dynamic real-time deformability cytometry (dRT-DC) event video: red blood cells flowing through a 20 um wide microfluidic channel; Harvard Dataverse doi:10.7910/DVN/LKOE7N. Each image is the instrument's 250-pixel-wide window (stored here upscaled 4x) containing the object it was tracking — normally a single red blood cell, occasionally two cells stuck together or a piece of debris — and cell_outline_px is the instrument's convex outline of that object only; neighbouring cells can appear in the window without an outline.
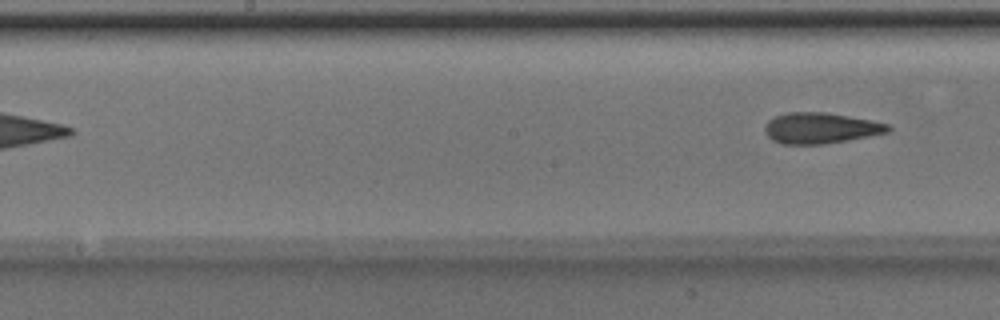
{"species": "Egyptian fruit bat (a non-hibernating species)", "species_latin": "Rousettus aegyptiacus", "temperature_condition": "room temperature", "stored_images_in_passage": 7, "camera_frame_rate_fps": 3000, "um_per_image_px": 0.085, "animal": {"sex": "male"}, "frame": {"image": 1, "passage_image": 7, "time_ms": 2.0, "image_size_px": [1000, 320], "cell_outline_px": [[892, 128], [888, 132], [848, 140], [824, 144], [780, 144], [772, 140], [764, 132], [764, 128], [768, 120], [776, 116], [788, 112], [824, 112], [848, 116], [892, 124]], "centroid_in_image_um": [69.74, 10.89], "position_along_channel_um": 178.5, "area_um2": 22.2}}